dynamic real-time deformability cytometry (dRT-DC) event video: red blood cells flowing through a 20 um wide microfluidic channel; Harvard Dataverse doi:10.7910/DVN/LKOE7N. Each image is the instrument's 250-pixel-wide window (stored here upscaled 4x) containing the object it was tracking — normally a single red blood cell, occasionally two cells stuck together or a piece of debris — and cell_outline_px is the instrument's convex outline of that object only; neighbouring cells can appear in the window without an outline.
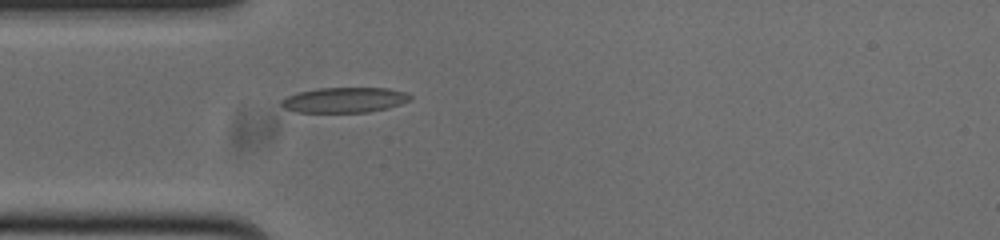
{"species": "common noctule bat (a hibernating species)", "species_latin": "Nyctalus noctula", "temperature_condition": "cold", "stored_images_in_passage": 40, "camera_frame_rate_fps": 3000, "um_per_image_px": 0.085, "animal": {"sex": "male", "body_mass_g": 20.0, "forearm_length_mm": 53.3}, "frame": {"image": 1, "passage_image": 1, "time_ms": 0.0, "image_size_px": [1000, 240], "cell_outline_px": [[412, 100], [388, 108], [368, 112], [296, 112], [284, 108], [280, 104], [280, 100], [296, 92], [316, 88], [388, 88], [404, 92], [412, 96]], "centroid_in_image_um": [29.26, 8.49], "position_along_channel_um": 55.7, "area_um2": 19.07}}
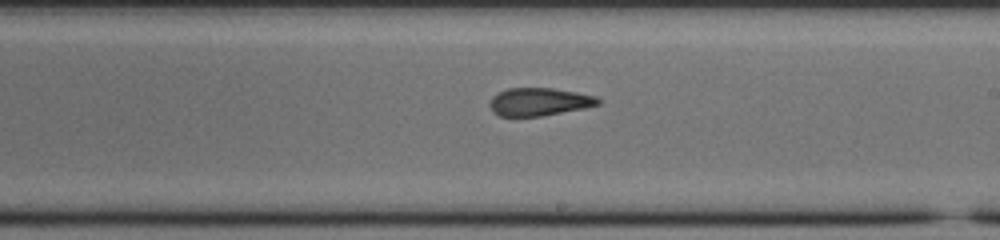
{"frame": {"image": 2, "passage_image": 16, "time_ms": 5.0, "image_size_px": [1000, 240], "cell_outline_px": [[600, 104], [584, 108], [540, 116], [500, 116], [492, 112], [488, 104], [492, 96], [496, 92], [508, 88], [552, 88], [576, 92], [596, 96], [600, 100]], "centroid_in_image_um": [45.78, 8.64], "position_along_channel_um": 243.2, "area_um2": 17.69}}
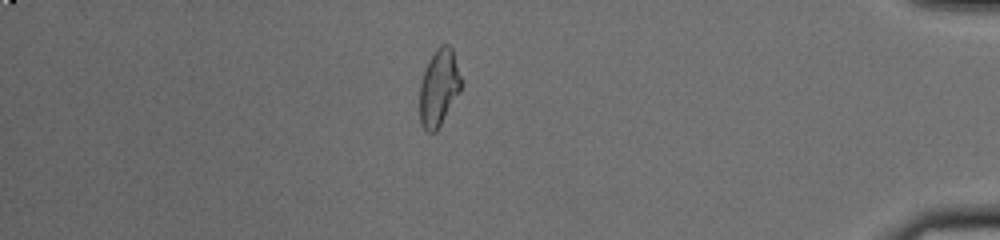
{"frame": {"image": 3, "passage_image": 32, "time_ms": 10.333, "image_size_px": [1000, 240], "cell_outline_px": [[460, 92], [436, 132], [428, 132], [420, 124], [420, 84], [428, 60], [436, 48], [440, 44], [448, 44], [452, 48], [460, 76]], "centroid_in_image_um": [37.29, 7.45], "position_along_channel_um": 397.9, "area_um2": 18.38}, "authors_computed_cell_mechanics": {"area_um2": 18.3515, "velocity_mm_per_s": 3.7805, "shape_relaxation_time_tau1_ms": null, "shape_relaxation_time_tau2_ms": 2.9301, "deformation_change_tau1": null, "deformation_change_tau2": 0.1094}}